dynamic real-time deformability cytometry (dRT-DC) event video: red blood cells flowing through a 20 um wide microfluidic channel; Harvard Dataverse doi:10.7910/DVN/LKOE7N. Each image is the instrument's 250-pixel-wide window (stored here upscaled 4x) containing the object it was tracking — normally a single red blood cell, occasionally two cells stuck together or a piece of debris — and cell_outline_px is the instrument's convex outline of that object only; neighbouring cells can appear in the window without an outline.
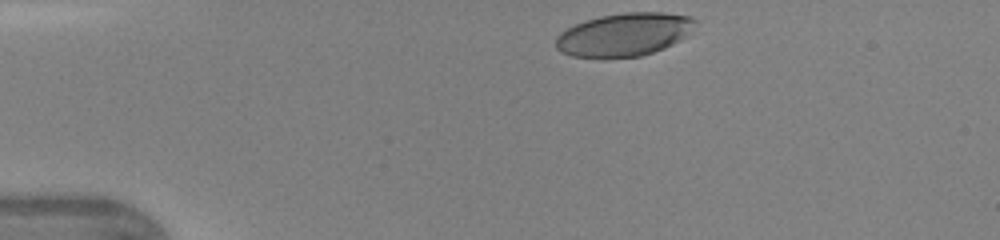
{"species": "human", "species_latin": "Homo sapiens", "temperature_condition": "warm", "stored_images_in_passage": 30, "camera_frame_rate_fps": 3000, "um_per_image_px": 0.085, "donor": {"sex": "female"}, "frame": {"image": 1, "passage_image": 1, "time_ms": 0.0, "image_size_px": [1000, 240], "cell_outline_px": [[700, 20], [680, 40], [664, 48], [640, 56], [572, 56], [560, 52], [556, 48], [556, 36], [560, 32], [576, 24], [600, 16], [624, 12], [664, 12], [688, 16]], "centroid_in_image_um": [53.07, 2.91], "position_along_channel_um": 31.9, "area_um2": 34.51}}
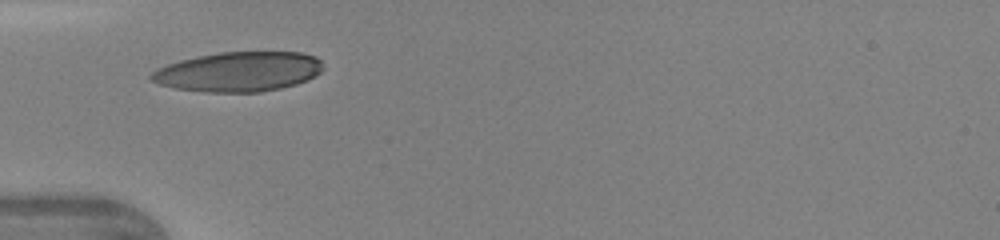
{"frame": {"image": 2, "passage_image": 7, "time_ms": 2.0, "image_size_px": [1000, 240], "cell_outline_px": [[324, 68], [320, 72], [308, 80], [296, 84], [280, 88], [260, 92], [204, 92], [176, 88], [160, 84], [152, 80], [148, 76], [156, 68], [180, 60], [196, 56], [220, 52], [300, 52], [316, 56], [320, 60]], "centroid_in_image_um": [20.29, 6.09], "position_along_channel_um": 64.7, "area_um2": 39.88}}
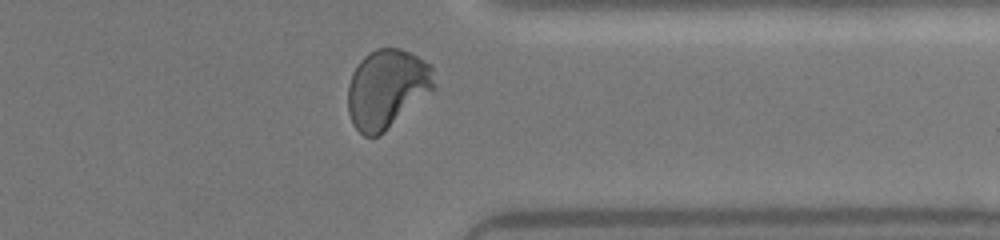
{"frame": {"image": 3, "passage_image": 28, "time_ms": 9.0, "image_size_px": [1000, 240], "cell_outline_px": [[436, 88], [380, 136], [364, 136], [352, 124], [348, 112], [348, 84], [352, 72], [360, 60], [368, 52], [376, 48], [400, 48], [432, 64]], "centroid_in_image_um": [32.89, 7.54], "position_along_channel_um": 378.5, "area_um2": 40.06}}